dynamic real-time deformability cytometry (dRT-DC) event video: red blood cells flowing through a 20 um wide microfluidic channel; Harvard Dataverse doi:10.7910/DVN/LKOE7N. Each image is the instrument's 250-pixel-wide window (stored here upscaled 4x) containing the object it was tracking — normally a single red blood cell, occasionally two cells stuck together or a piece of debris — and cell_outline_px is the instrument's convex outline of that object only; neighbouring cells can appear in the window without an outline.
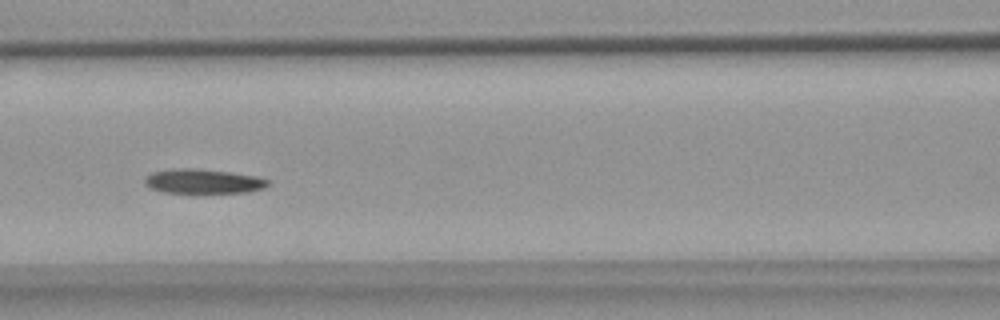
{"species": "common noctule bat (a hibernating species)", "species_latin": "Nyctalus noctula", "temperature_condition": "warm", "stored_images_in_passage": 10, "camera_frame_rate_fps": 3000, "um_per_image_px": 0.085, "animal": {"sex": "female", "body_mass_g": 18.4}, "frame": {"image": 1, "passage_image": 6, "time_ms": 7.0, "image_size_px": [1000, 320], "cell_outline_px": [[268, 184], [264, 188], [248, 192], [188, 196], [160, 192], [148, 188], [144, 184], [144, 176], [152, 172], [176, 168], [192, 168], [228, 172], [256, 176], [268, 180]], "centroid_in_image_um": [17.17, 15.48], "position_along_channel_um": 149.4, "area_um2": 18.73}}
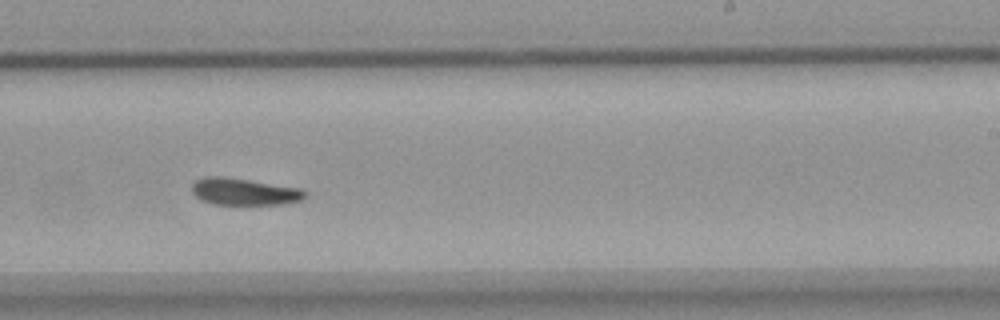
{"frame": {"image": 2, "passage_image": 9, "time_ms": 10.333, "image_size_px": [1000, 320], "cell_outline_px": [[308, 196], [300, 200], [284, 204], [212, 204], [196, 196], [192, 192], [192, 184], [196, 180], [204, 176], [224, 176], [300, 188], [308, 192]], "centroid_in_image_um": [20.77, 16.28], "position_along_channel_um": 268.2, "area_um2": 17.74}}
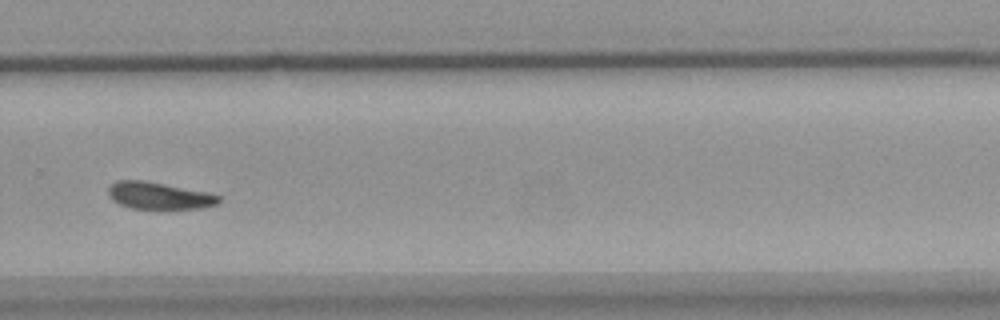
{"frame": {"image": 3, "passage_image": 10, "time_ms": 11.667, "image_size_px": [1000, 320], "cell_outline_px": [[224, 200], [216, 204], [204, 208], [132, 208], [120, 204], [112, 200], [108, 196], [108, 188], [116, 180], [144, 180], [208, 192], [220, 196]], "centroid_in_image_um": [13.53, 16.62], "position_along_channel_um": 316.3, "area_um2": 17.4}}